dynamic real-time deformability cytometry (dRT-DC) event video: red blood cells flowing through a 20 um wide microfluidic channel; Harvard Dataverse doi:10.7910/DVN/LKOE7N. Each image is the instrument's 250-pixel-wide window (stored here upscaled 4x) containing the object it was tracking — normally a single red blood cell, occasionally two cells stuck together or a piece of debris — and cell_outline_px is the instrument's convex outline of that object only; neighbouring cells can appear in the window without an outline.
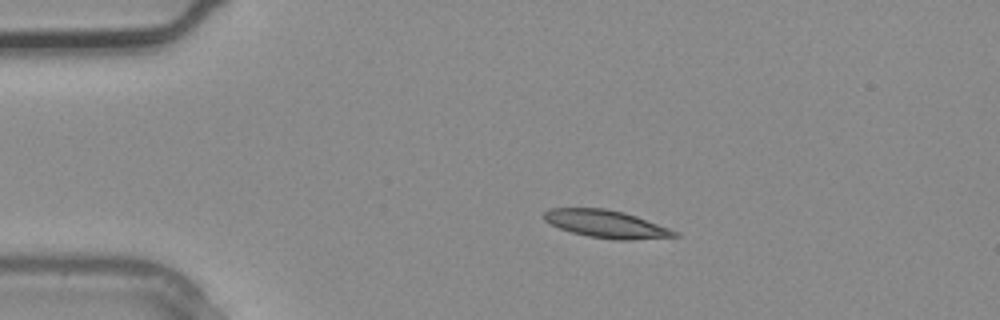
{"species": "common noctule bat (a hibernating species)", "species_latin": "Nyctalus noctula", "temperature_condition": "warm", "stored_images_in_passage": 4, "segment_of_instrument_passage": [2, 2], "camera_frame_rate_fps": 3000, "um_per_image_px": 0.085, "animal": {"sex": "male", "body_mass_g": 20.4}, "frame": {"image": 1, "passage_image": 4, "time_ms": 1.0, "image_size_px": [1000, 320], "cell_outline_px": [[680, 236], [632, 240], [612, 240], [588, 236], [572, 232], [560, 228], [544, 220], [544, 212], [548, 208], [604, 208], [624, 212], [636, 216], [680, 232]], "centroid_in_image_um": [51.55, 19.04], "position_along_channel_um": 33.4, "area_um2": 21.04}}